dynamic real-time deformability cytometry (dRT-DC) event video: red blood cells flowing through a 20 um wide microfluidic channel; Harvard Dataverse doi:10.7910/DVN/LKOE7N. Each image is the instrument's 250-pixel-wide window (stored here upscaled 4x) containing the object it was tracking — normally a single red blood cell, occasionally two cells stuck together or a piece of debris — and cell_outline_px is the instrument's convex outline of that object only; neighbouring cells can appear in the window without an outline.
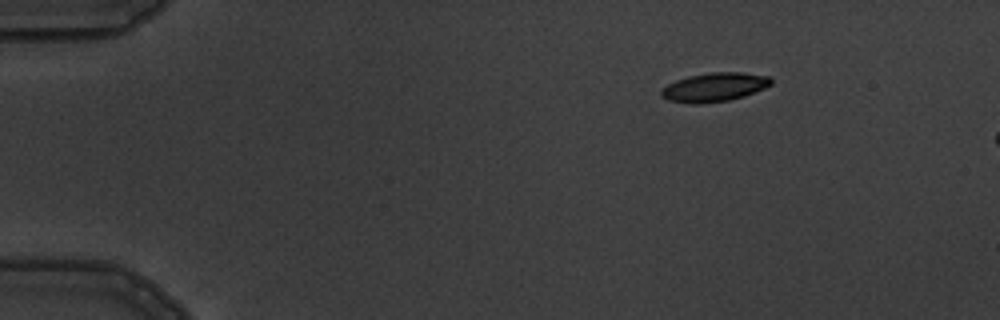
{"species": "common noctule bat (a hibernating species)", "species_latin": "Nyctalus noctula", "temperature_condition": "warm", "stored_images_in_passage": 3, "camera_frame_rate_fps": 3000, "um_per_image_px": 0.085, "animal": {"sex": "male", "body_mass_g": 19.5, "forearm_length_mm": 54.6}, "frame": {"image": 1, "passage_image": 1, "time_ms": 0.0, "image_size_px": [1000, 320], "cell_outline_px": [[772, 84], [764, 88], [744, 96], [728, 100], [700, 104], [692, 104], [668, 100], [660, 96], [660, 92], [668, 84], [676, 80], [688, 76], [708, 72], [744, 72], [768, 76], [772, 80]], "centroid_in_image_um": [60.71, 7.4], "position_along_channel_um": 24.3, "area_um2": 18.5}}